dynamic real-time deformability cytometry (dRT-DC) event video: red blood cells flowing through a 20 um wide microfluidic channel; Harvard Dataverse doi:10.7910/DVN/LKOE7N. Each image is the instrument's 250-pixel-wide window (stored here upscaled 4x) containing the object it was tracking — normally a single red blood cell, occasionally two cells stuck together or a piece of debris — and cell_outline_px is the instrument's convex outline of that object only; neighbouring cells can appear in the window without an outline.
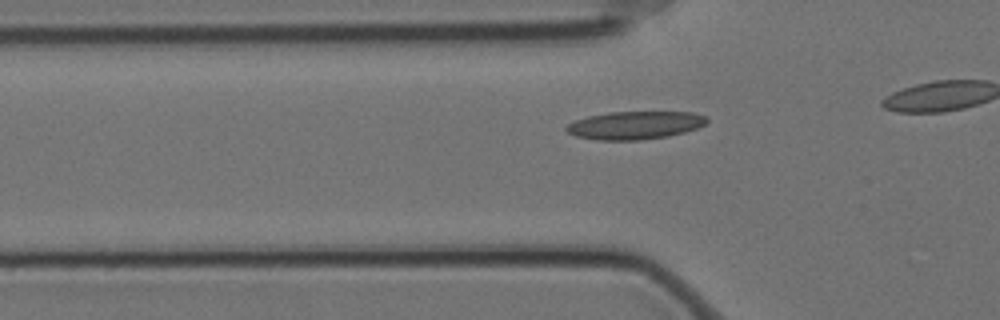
{"species": "Egyptian fruit bat (a non-hibernating species)", "species_latin": "Rousettus aegyptiacus", "temperature_condition": "cold", "stored_images_in_passage": 32, "camera_frame_rate_fps": 3000, "um_per_image_px": 0.085, "animal": {"sex": "female"}, "frame": {"image": 1, "passage_image": 11, "time_ms": 3.333, "image_size_px": [1000, 320], "cell_outline_px": [[708, 120], [704, 124], [696, 128], [684, 132], [668, 136], [640, 140], [596, 140], [576, 136], [568, 132], [564, 128], [568, 124], [576, 120], [588, 116], [608, 112], [692, 112], [708, 116]], "centroid_in_image_um": [53.97, 10.64], "position_along_channel_um": 71.8, "area_um2": 22.89}}
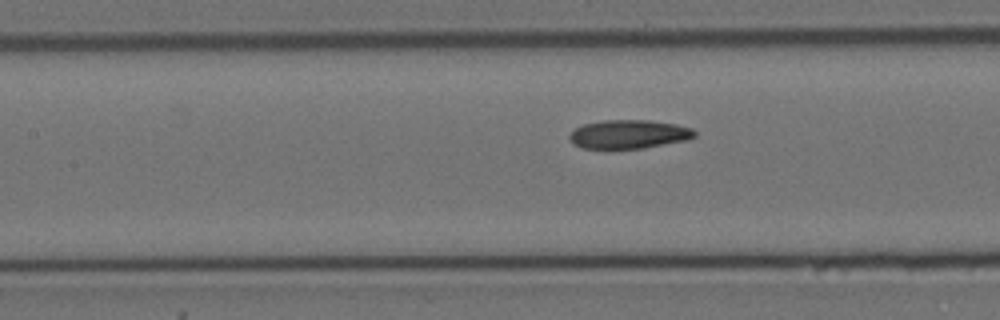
{"frame": {"image": 2, "passage_image": 18, "time_ms": 5.667, "image_size_px": [1000, 320], "cell_outline_px": [[696, 136], [688, 140], [644, 148], [580, 148], [572, 144], [568, 136], [576, 128], [584, 124], [604, 120], [648, 120], [676, 124], [692, 128], [696, 132]], "centroid_in_image_um": [53.46, 11.41], "position_along_channel_um": 153.9, "area_um2": 20.98}}
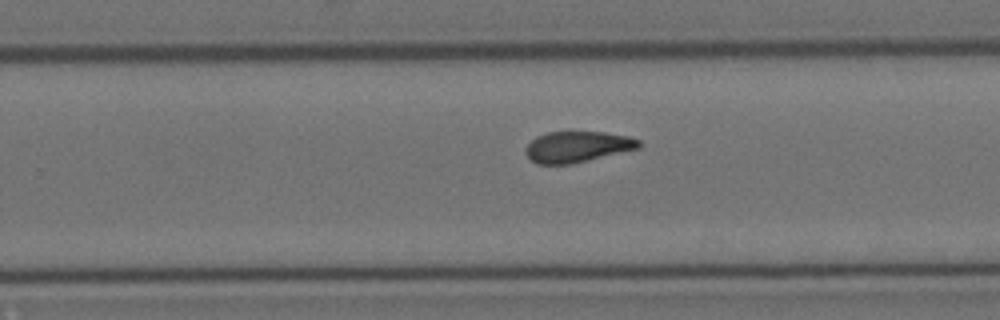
{"frame": {"image": 3, "passage_image": 29, "time_ms": 9.333, "image_size_px": [1000, 320], "cell_outline_px": [[640, 148], [572, 164], [536, 164], [524, 152], [524, 148], [536, 136], [548, 132], [604, 132], [628, 136], [640, 140]], "centroid_in_image_um": [49.06, 12.48], "position_along_channel_um": 280.7, "area_um2": 20.46}}